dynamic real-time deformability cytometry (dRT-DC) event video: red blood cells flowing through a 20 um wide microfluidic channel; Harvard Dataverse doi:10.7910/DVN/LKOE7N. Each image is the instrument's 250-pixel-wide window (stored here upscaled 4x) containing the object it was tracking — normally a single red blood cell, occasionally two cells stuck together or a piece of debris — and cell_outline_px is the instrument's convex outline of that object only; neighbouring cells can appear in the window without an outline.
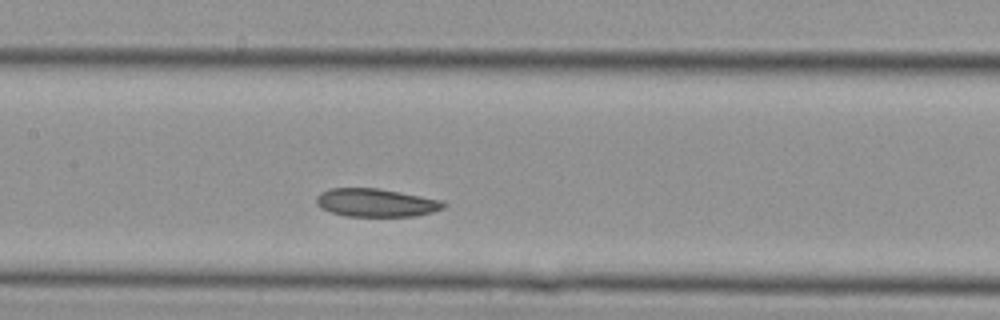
{"species": "Egyptian fruit bat (a non-hibernating species)", "species_latin": "Rousettus aegyptiacus", "temperature_condition": "cold", "stored_images_in_passage": 22, "camera_frame_rate_fps": 3000, "um_per_image_px": 0.085, "animal": {"sex": "female"}, "frame": {"image": 1, "passage_image": 13, "time_ms": 4.0, "image_size_px": [1000, 320], "cell_outline_px": [[444, 208], [432, 212], [416, 216], [344, 216], [320, 208], [316, 204], [316, 196], [320, 192], [332, 188], [380, 188], [440, 200], [444, 204]], "centroid_in_image_um": [31.91, 17.23], "position_along_channel_um": 175.5, "area_um2": 20.81}}
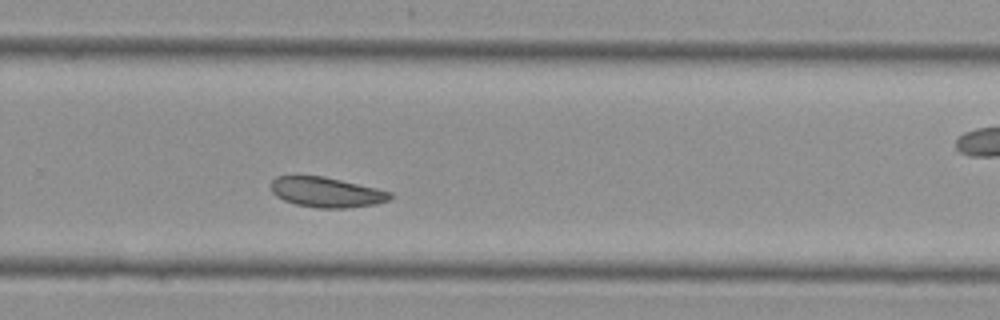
{"frame": {"image": 2, "passage_image": 19, "time_ms": 6.0, "image_size_px": [1000, 320], "cell_outline_px": [[392, 196], [388, 200], [376, 204], [348, 208], [316, 208], [296, 204], [284, 200], [276, 196], [272, 192], [272, 180], [276, 176], [324, 176], [376, 188], [392, 192]], "centroid_in_image_um": [27.75, 16.34], "position_along_channel_um": 302.0, "area_um2": 20.81}}